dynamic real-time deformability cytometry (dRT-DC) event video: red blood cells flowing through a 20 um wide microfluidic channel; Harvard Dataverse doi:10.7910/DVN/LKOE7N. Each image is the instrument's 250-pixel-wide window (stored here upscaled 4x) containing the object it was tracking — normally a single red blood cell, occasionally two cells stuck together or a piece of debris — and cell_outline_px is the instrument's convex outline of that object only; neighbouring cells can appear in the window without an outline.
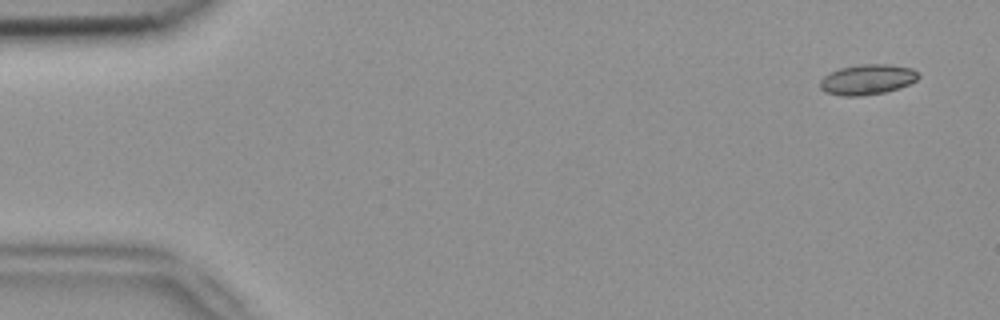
{"species": "common noctule bat (a hibernating species)", "species_latin": "Nyctalus noctula", "temperature_condition": "room temperature", "stored_images_in_passage": 8, "camera_frame_rate_fps": 3000, "um_per_image_px": 0.085, "animal": {"sex": "female", "body_mass_g": 18.4}, "frame": {"image": 1, "passage_image": 1, "time_ms": 0.0, "image_size_px": [1000, 320], "cell_outline_px": [[920, 76], [916, 80], [900, 88], [884, 92], [860, 96], [844, 96], [824, 92], [820, 88], [820, 80], [824, 76], [840, 68], [860, 64], [888, 64], [912, 68]], "centroid_in_image_um": [73.71, 6.76], "position_along_channel_um": 11.3, "area_um2": 17.28}}
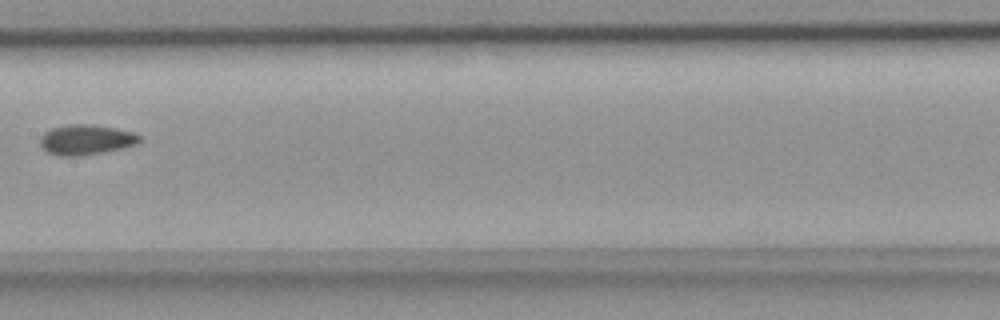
{"frame": {"image": 2, "passage_image": 8, "time_ms": 2.333, "image_size_px": [1000, 320], "cell_outline_px": [[140, 140], [136, 144], [124, 148], [76, 156], [60, 156], [48, 152], [40, 144], [40, 136], [44, 132], [52, 128], [68, 124], [92, 124], [116, 128], [136, 132], [140, 136]], "centroid_in_image_um": [7.32, 11.86], "position_along_channel_um": 200.1, "area_um2": 17.46}}